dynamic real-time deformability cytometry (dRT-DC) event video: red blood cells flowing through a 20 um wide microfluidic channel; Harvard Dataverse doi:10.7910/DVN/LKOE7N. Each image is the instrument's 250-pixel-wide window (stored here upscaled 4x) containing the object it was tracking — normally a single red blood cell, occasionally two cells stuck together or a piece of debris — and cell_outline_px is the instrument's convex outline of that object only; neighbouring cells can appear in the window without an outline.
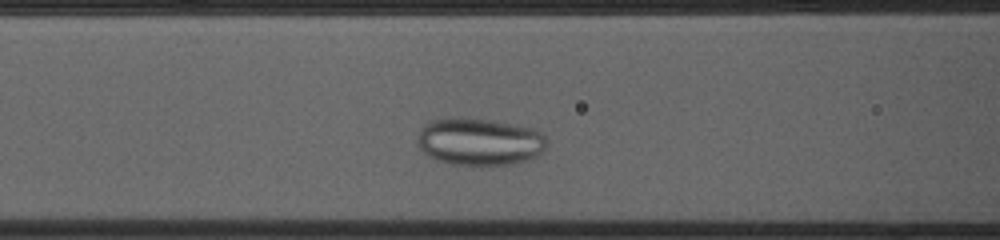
{"species": "common noctule bat (a hibernating species)", "species_latin": "Nyctalus noctula", "temperature_condition": "cold", "stored_images_in_passage": 28, "camera_frame_rate_fps": 3000, "um_per_image_px": 0.085, "animal": {"sex": "female", "body_mass_g": 23.0, "forearm_length_mm": 53.4}, "frame": {"image": 1, "passage_image": 6, "time_ms": 1.667, "image_size_px": [1000, 240], "cell_outline_px": [[544, 152], [528, 160], [516, 164], [480, 168], [452, 164], [428, 156], [416, 144], [420, 128], [428, 120], [452, 116], [492, 120], [532, 128], [540, 132], [544, 136]], "centroid_in_image_um": [40.71, 12.06], "position_along_channel_um": 125.9, "area_um2": 36.7}}
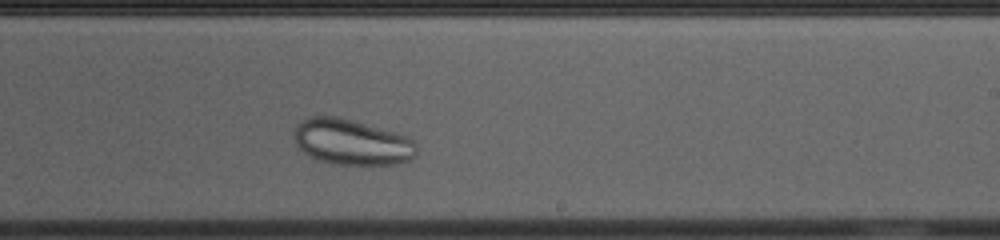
{"frame": {"image": 2, "passage_image": 17, "time_ms": 5.333, "image_size_px": [1000, 240], "cell_outline_px": [[416, 156], [400, 164], [332, 164], [316, 160], [308, 156], [296, 144], [292, 136], [292, 132], [296, 124], [312, 116], [336, 116], [352, 120], [408, 136], [416, 144]], "centroid_in_image_um": [29.86, 12.08], "position_along_channel_um": 259.1, "area_um2": 32.77}}
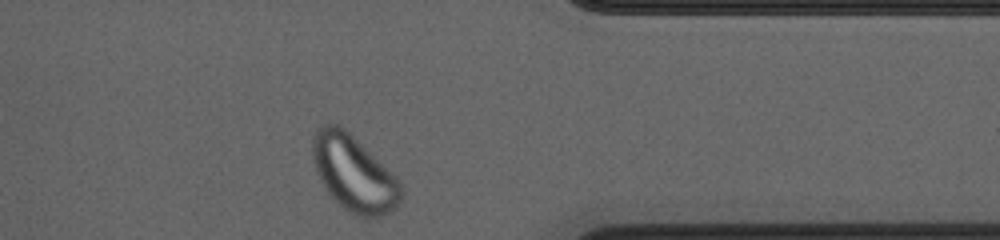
{"frame": {"image": 3, "passage_image": 28, "time_ms": 9.0, "image_size_px": [1000, 240], "cell_outline_px": [[404, 196], [396, 208], [380, 216], [360, 216], [348, 212], [328, 192], [320, 180], [316, 172], [312, 156], [312, 136], [316, 128], [324, 124], [336, 124], [344, 128], [396, 176], [400, 180], [404, 192]], "centroid_in_image_um": [30.08, 14.73], "position_along_channel_um": 381.3, "area_um2": 38.96}}